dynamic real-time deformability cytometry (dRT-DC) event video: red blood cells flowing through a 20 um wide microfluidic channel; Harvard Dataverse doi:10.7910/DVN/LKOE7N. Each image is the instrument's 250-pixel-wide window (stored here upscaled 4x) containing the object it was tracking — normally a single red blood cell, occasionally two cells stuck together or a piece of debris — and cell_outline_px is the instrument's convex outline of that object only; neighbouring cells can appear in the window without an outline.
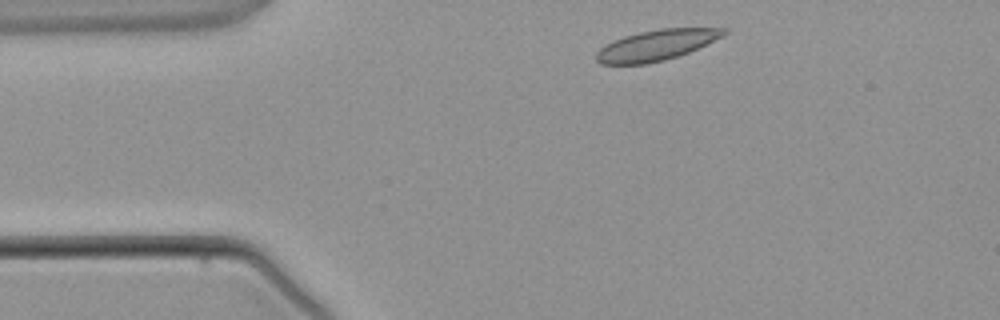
{"species": "common noctule bat (a hibernating species)", "species_latin": "Nyctalus noctula", "temperature_condition": "warm", "stored_images_in_passage": 2, "camera_frame_rate_fps": 3000, "um_per_image_px": 0.085, "animal": {"sex": "male", "body_mass_g": 21.5, "forearm_length_mm": 52.0}, "frame": {"image": 1, "passage_image": 1, "time_ms": 0.0, "image_size_px": [1000, 320], "cell_outline_px": [[728, 32], [724, 36], [688, 52], [664, 60], [648, 64], [600, 64], [596, 60], [596, 52], [600, 48], [612, 40], [624, 36], [640, 32], [660, 28], [728, 28]], "centroid_in_image_um": [55.78, 3.83], "position_along_channel_um": 29.2, "area_um2": 22.72}}